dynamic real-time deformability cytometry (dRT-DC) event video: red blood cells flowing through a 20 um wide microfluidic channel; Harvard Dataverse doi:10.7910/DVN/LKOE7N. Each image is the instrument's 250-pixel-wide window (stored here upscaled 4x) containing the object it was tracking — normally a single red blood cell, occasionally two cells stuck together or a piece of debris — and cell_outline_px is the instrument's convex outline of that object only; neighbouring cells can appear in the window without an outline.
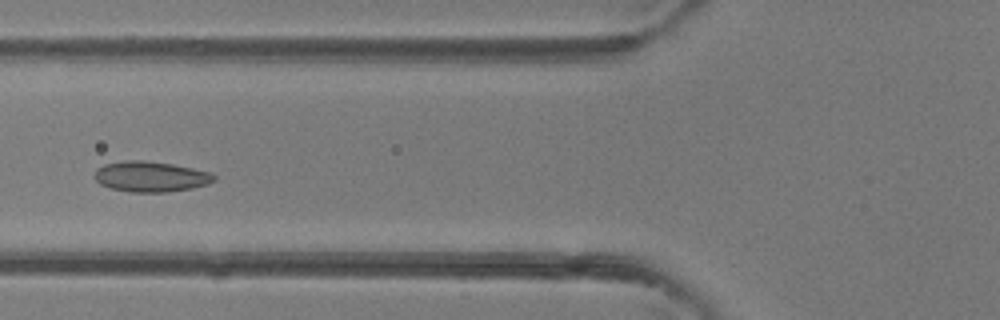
{"species": "common noctule bat (a hibernating species)", "species_latin": "Nyctalus noctula", "temperature_condition": "room temperature", "stored_images_in_passage": 5, "camera_frame_rate_fps": 3000, "um_per_image_px": 0.085, "animal": {"sex": "female"}, "frame": {"image": 1, "passage_image": 5, "time_ms": 4.667, "image_size_px": [1000, 320], "cell_outline_px": [[216, 180], [208, 184], [192, 188], [168, 192], [128, 192], [112, 188], [100, 184], [92, 176], [96, 168], [104, 164], [124, 160], [144, 160], [172, 164], [212, 172], [216, 176]], "centroid_in_image_um": [12.8, 15.01], "position_along_channel_um": 113.0, "area_um2": 21.5}}